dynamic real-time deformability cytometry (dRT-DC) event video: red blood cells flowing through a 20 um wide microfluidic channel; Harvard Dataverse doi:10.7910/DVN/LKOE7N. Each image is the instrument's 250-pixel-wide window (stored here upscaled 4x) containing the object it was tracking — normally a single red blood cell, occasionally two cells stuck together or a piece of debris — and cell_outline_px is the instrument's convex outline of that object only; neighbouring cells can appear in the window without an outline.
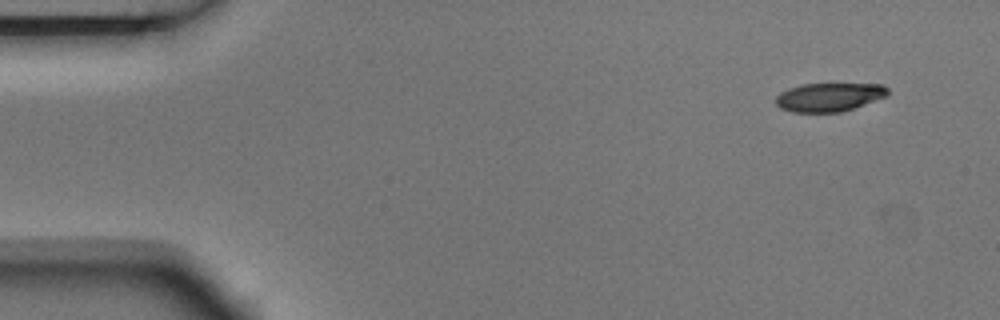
{"species": "Egyptian fruit bat (a non-hibernating species)", "species_latin": "Rousettus aegyptiacus", "temperature_condition": "room temperature", "stored_images_in_passage": 4, "camera_frame_rate_fps": 3000, "um_per_image_px": 0.085, "animal": {"sex": "male"}, "frame": {"image": 1, "passage_image": 1, "time_ms": 0.0, "image_size_px": [1000, 320], "cell_outline_px": [[888, 92], [884, 96], [852, 108], [840, 112], [792, 112], [780, 108], [776, 104], [776, 96], [780, 92], [788, 88], [800, 84], [884, 84], [888, 88]], "centroid_in_image_um": [70.41, 8.24], "position_along_channel_um": 14.6, "area_um2": 18.44}}
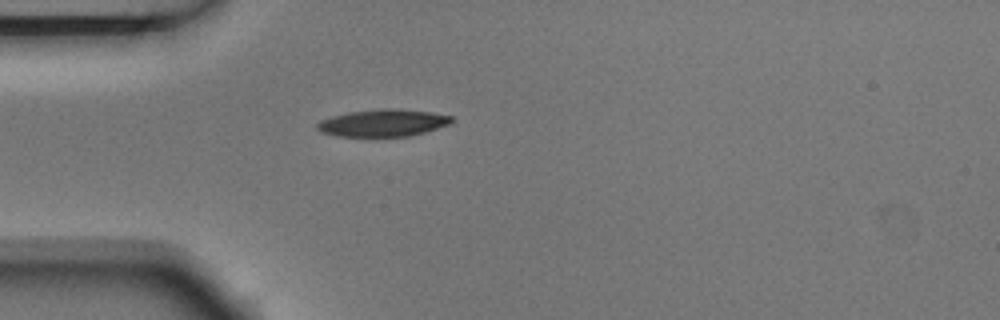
{"frame": {"image": 2, "passage_image": 4, "time_ms": 1.0, "image_size_px": [1000, 320], "cell_outline_px": [[452, 124], [424, 132], [408, 136], [340, 136], [320, 132], [316, 128], [316, 124], [320, 120], [332, 116], [348, 112], [380, 108], [396, 108], [432, 112], [452, 116]], "centroid_in_image_um": [32.56, 10.43], "position_along_channel_um": 52.4, "area_um2": 21.39}}